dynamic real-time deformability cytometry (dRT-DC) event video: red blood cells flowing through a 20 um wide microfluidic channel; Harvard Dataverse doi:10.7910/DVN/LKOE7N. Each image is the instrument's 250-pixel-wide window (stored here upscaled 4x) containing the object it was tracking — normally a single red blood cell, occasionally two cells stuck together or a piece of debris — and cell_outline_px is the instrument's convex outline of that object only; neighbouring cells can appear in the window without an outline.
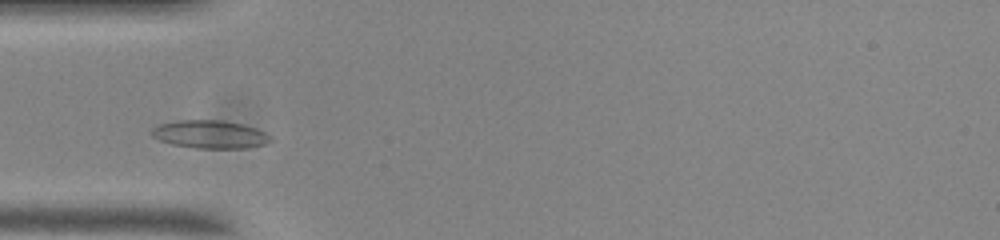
{"species": "common noctule bat (a hibernating species)", "species_latin": "Nyctalus noctula", "temperature_condition": "room temperature", "stored_images_in_passage": 46, "camera_frame_rate_fps": 3000, "um_per_image_px": 0.085, "animal": {"sex": "male", "body_mass_g": 20.0, "forearm_length_mm": 53.3}, "frame": {"image": 1, "passage_image": 8, "time_ms": 2.333, "image_size_px": [1000, 240], "cell_outline_px": [[272, 140], [264, 144], [248, 148], [196, 148], [172, 144], [160, 140], [152, 136], [152, 128], [160, 124], [176, 120], [224, 120], [256, 128], [272, 136]], "centroid_in_image_um": [17.86, 11.42], "position_along_channel_um": 67.1, "area_um2": 19.36}}
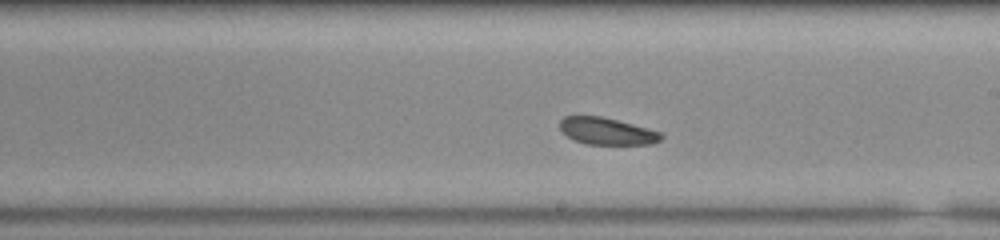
{"frame": {"image": 2, "passage_image": 22, "time_ms": 7.0, "image_size_px": [1000, 240], "cell_outline_px": [[664, 136], [660, 140], [652, 144], [584, 144], [572, 140], [560, 128], [560, 120], [564, 116], [600, 116], [664, 132]], "centroid_in_image_um": [51.61, 11.16], "position_along_channel_um": 237.4, "area_um2": 15.95}}
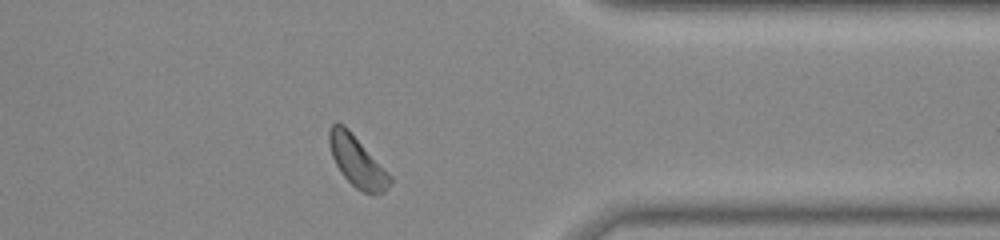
{"frame": {"image": 3, "passage_image": 35, "time_ms": 11.333, "image_size_px": [1000, 240], "cell_outline_px": [[392, 180], [384, 192], [372, 196], [356, 188], [340, 172], [332, 156], [328, 144], [328, 128], [336, 120], [344, 124], [348, 128], [392, 176]], "centroid_in_image_um": [30.33, 13.69], "position_along_channel_um": 381.1, "area_um2": 18.21}, "authors_computed_cell_mechanics": {"area_um2": 17.1955, "velocity_mm_per_s": 3.6454, "shape_relaxation_time_tau1_ms": 1.0673, "shape_relaxation_time_tau2_ms": 8.0042, "deformation_change_tau1": 0.0511, "deformation_change_tau2": 0.1545}}